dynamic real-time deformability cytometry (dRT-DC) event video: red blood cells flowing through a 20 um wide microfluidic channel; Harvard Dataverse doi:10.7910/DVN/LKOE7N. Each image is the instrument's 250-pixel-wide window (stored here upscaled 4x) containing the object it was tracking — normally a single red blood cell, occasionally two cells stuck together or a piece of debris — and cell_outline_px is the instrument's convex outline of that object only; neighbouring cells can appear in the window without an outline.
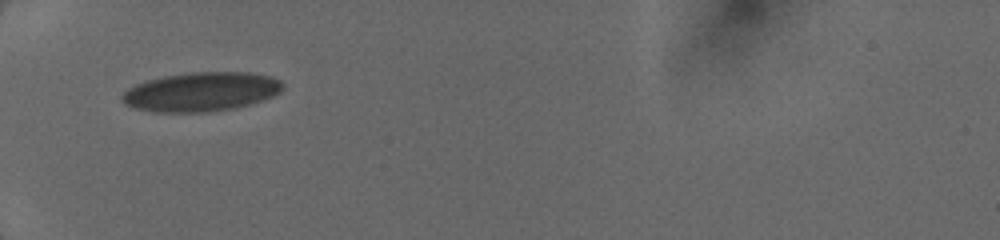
{"species": "human", "species_latin": "Homo sapiens", "temperature_condition": "cold", "stored_images_in_passage": 24, "camera_frame_rate_fps": 3000, "um_per_image_px": 0.085, "donor": {"sex": "female"}, "frame": {"image": 1, "passage_image": 1, "time_ms": 0.0, "image_size_px": [1000, 240], "cell_outline_px": [[284, 88], [280, 92], [272, 96], [236, 108], [208, 112], [156, 112], [136, 108], [124, 104], [120, 100], [120, 96], [128, 88], [136, 84], [148, 80], [164, 76], [188, 72], [248, 72], [272, 76], [280, 80], [284, 84]], "centroid_in_image_um": [17.09, 7.79], "position_along_channel_um": 67.9, "area_um2": 36.76}}
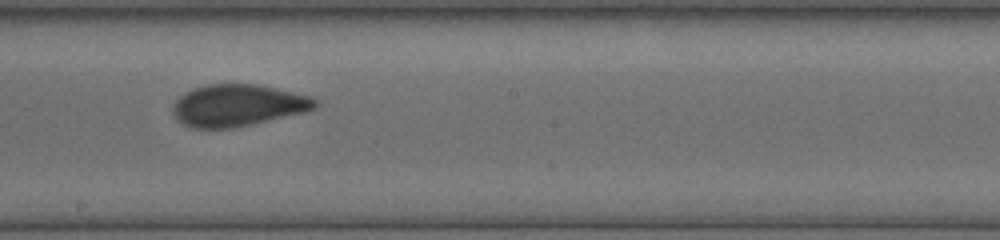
{"frame": {"image": 2, "passage_image": 12, "time_ms": 4.0, "image_size_px": [1000, 240], "cell_outline_px": [[320, 104], [316, 108], [308, 112], [232, 128], [196, 128], [184, 124], [176, 120], [172, 116], [172, 104], [184, 92], [192, 88], [208, 84], [256, 84], [276, 88], [312, 96], [320, 100]], "centroid_in_image_um": [20.24, 8.95], "position_along_channel_um": 228.0, "area_um2": 35.2}}
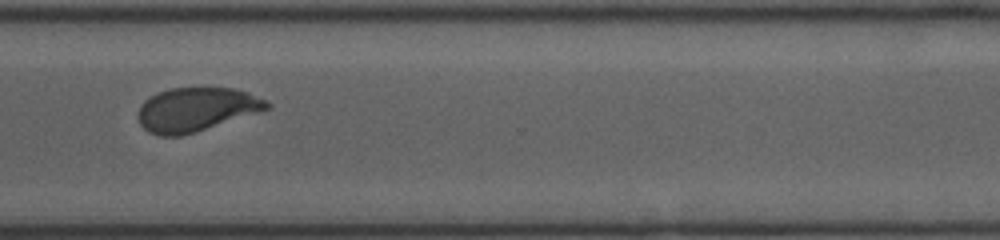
{"frame": {"image": 3, "passage_image": 23, "time_ms": 7.0, "image_size_px": [1000, 240], "cell_outline_px": [[272, 104], [268, 108], [256, 112], [180, 136], [160, 136], [148, 132], [140, 124], [136, 116], [140, 104], [144, 100], [168, 88], [236, 88], [248, 92]], "centroid_in_image_um": [16.6, 9.29], "position_along_channel_um": 354.0, "area_um2": 32.37}}